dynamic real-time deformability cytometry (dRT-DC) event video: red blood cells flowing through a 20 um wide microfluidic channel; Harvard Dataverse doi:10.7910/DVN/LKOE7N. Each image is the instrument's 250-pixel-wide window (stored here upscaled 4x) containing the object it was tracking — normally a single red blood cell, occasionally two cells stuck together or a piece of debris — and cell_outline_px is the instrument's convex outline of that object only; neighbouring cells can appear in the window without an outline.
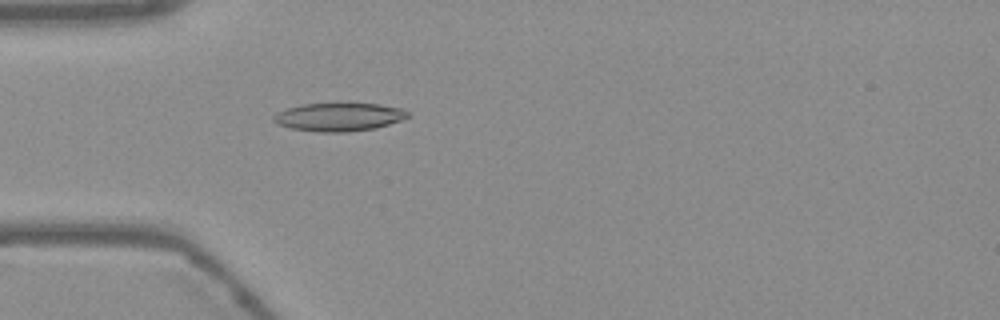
{"species": "Egyptian fruit bat (a non-hibernating species)", "species_latin": "Rousettus aegyptiacus", "temperature_condition": "warm", "stored_images_in_passage": 44, "camera_frame_rate_fps": 3000, "um_per_image_px": 0.085, "frame": {"image": 1, "passage_image": 6, "time_ms": 1.667, "image_size_px": [1000, 320], "cell_outline_px": [[408, 116], [400, 120], [376, 128], [348, 132], [316, 132], [292, 128], [276, 124], [272, 120], [272, 116], [276, 112], [288, 108], [304, 104], [380, 104], [404, 108], [408, 112]], "centroid_in_image_um": [28.78, 9.95], "position_along_channel_um": 56.2, "area_um2": 22.02}}
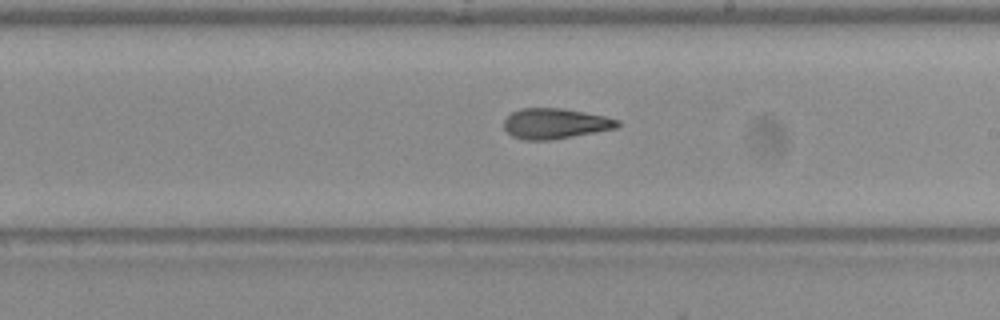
{"frame": {"image": 2, "passage_image": 21, "time_ms": 6.667, "image_size_px": [1000, 320], "cell_outline_px": [[620, 128], [552, 140], [524, 140], [512, 136], [504, 128], [504, 120], [512, 112], [520, 108], [560, 108], [584, 112], [604, 116], [620, 120]], "centroid_in_image_um": [47.22, 10.51], "position_along_channel_um": 241.8, "area_um2": 20.29}}
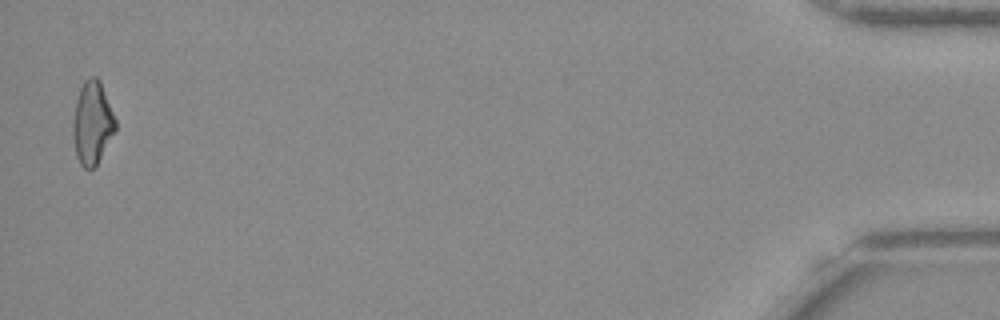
{"frame": {"image": 3, "passage_image": 43, "time_ms": 14.0, "image_size_px": [1000, 320], "cell_outline_px": [[116, 128], [96, 164], [92, 168], [84, 168], [80, 164], [76, 156], [72, 136], [72, 120], [76, 100], [80, 88], [84, 80], [92, 76], [96, 76], [100, 80], [116, 120]], "centroid_in_image_um": [7.81, 10.42], "position_along_channel_um": 427.4, "area_um2": 20.4}, "authors_computed_cell_mechanics": {"area_um2": 20.3456, "velocity_mm_per_s": 3.7996, "shape_relaxation_time_tau1_ms": null, "shape_relaxation_time_tau2_ms": 3.8374, "deformation_change_tau1": null, "deformation_change_tau2": 0.1201}}